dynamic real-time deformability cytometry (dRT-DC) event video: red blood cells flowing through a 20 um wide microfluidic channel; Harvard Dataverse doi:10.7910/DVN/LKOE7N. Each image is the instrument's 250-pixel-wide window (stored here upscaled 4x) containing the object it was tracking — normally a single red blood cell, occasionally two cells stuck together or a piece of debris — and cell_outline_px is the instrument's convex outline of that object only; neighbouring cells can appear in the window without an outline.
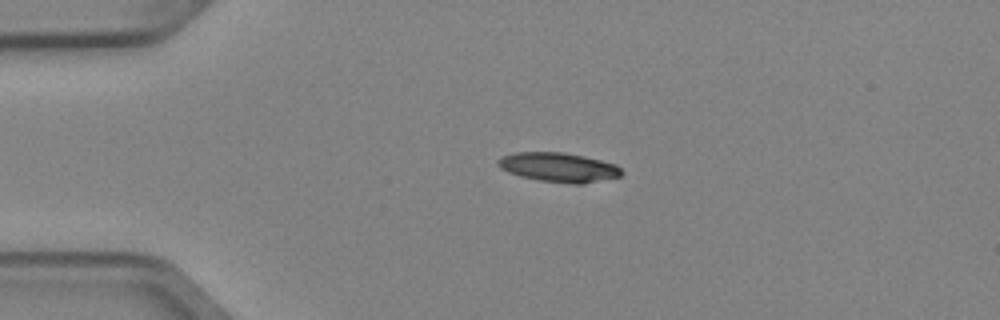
{"species": "Egyptian fruit bat (a non-hibernating species)", "species_latin": "Rousettus aegyptiacus", "temperature_condition": "cold", "stored_images_in_passage": 3, "camera_frame_rate_fps": 3000, "um_per_image_px": 0.085, "animal": {"sex": "female"}, "frame": {"image": 1, "passage_image": 1, "time_ms": 0.0, "image_size_px": [1000, 320], "cell_outline_px": [[624, 172], [620, 176], [584, 184], [572, 184], [540, 180], [520, 176], [508, 172], [500, 168], [496, 164], [496, 160], [500, 156], [516, 152], [564, 152], [584, 156], [616, 164]], "centroid_in_image_um": [47.46, 14.21], "position_along_channel_um": 37.5, "area_um2": 21.27}}
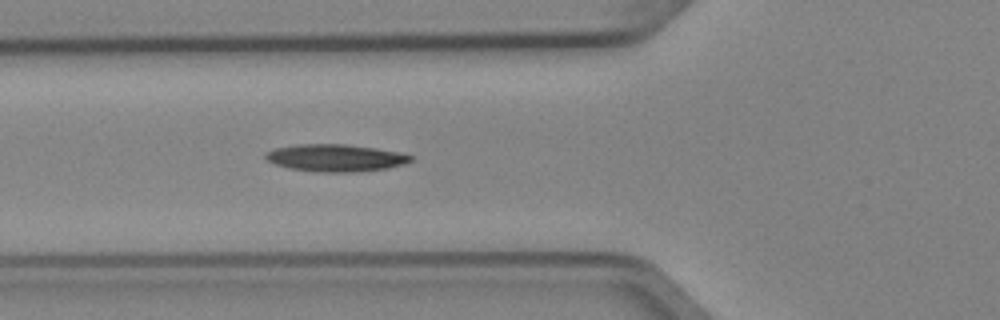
{"frame": {"image": 2, "passage_image": 3, "time_ms": 0.667, "image_size_px": [1000, 320], "cell_outline_px": [[412, 160], [404, 164], [388, 168], [352, 172], [320, 172], [288, 168], [276, 164], [268, 160], [264, 156], [268, 152], [276, 148], [296, 144], [344, 144], [376, 148], [396, 152], [412, 156]], "centroid_in_image_um": [28.51, 13.42], "position_along_channel_um": 97.3, "area_um2": 22.77}}